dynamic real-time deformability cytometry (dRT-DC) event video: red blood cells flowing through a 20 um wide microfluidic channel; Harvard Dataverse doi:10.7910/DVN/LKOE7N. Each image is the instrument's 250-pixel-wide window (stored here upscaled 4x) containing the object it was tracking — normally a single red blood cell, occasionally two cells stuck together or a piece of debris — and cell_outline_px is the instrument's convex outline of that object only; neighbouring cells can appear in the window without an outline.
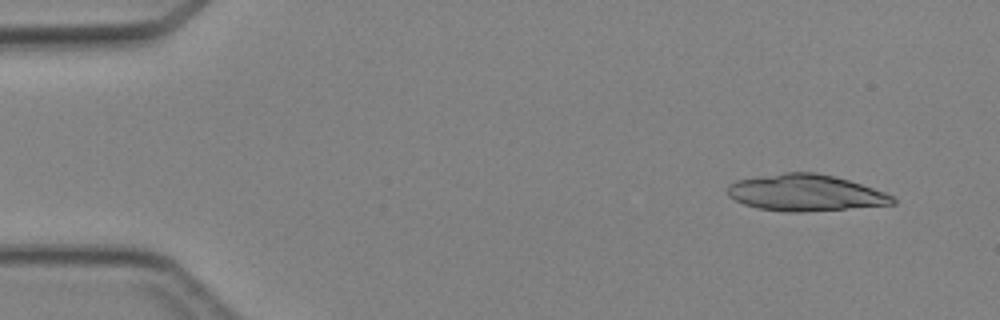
{"species": "Egyptian fruit bat (a non-hibernating species)", "species_latin": "Rousettus aegyptiacus", "temperature_condition": "cold", "stored_images_in_passage": 11, "camera_frame_rate_fps": 3000, "um_per_image_px": 0.085, "animal": {"sex": "female"}, "frame": {"image": 1, "passage_image": 1, "time_ms": 0.0, "image_size_px": [1000, 320], "cell_outline_px": [[896, 204], [804, 212], [784, 212], [756, 208], [744, 204], [728, 196], [728, 184], [736, 180], [784, 172], [816, 172], [848, 180], [884, 192], [892, 196], [896, 200]], "centroid_in_image_um": [68.43, 16.39], "position_along_channel_um": 16.6, "area_um2": 35.03}}